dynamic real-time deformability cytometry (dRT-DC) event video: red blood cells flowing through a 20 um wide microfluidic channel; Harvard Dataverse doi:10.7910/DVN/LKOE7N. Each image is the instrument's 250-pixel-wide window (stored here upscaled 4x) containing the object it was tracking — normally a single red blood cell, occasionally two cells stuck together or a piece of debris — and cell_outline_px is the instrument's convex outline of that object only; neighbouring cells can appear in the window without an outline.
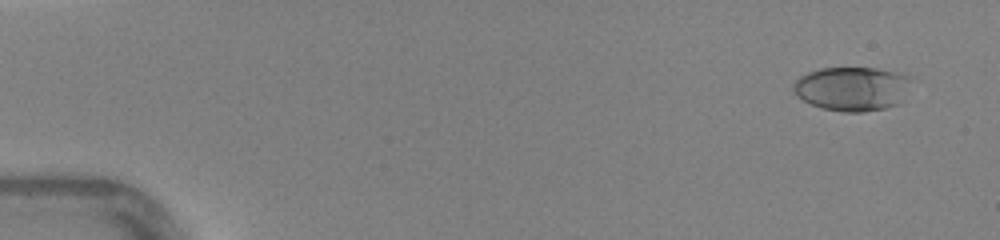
{"species": "human", "species_latin": "Homo sapiens", "temperature_condition": "warm", "stored_images_in_passage": 46, "camera_frame_rate_fps": 3000, "um_per_image_px": 0.085, "donor": {"sex": "female"}, "frame": {"image": 1, "passage_image": 3, "time_ms": 0.667, "image_size_px": [1000, 240], "cell_outline_px": [[916, 76], [896, 104], [884, 108], [864, 112], [844, 112], [820, 108], [796, 96], [792, 92], [792, 84], [800, 76], [808, 72], [820, 68], [876, 68], [900, 72]], "centroid_in_image_um": [72.42, 7.52], "position_along_channel_um": 12.6, "area_um2": 30.58}}
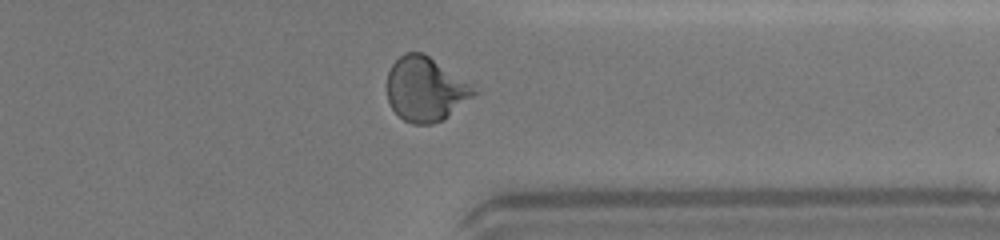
{"frame": {"image": 2, "passage_image": 37, "time_ms": 12.0, "image_size_px": [1000, 240], "cell_outline_px": [[480, 92], [444, 120], [432, 124], [412, 124], [404, 120], [392, 108], [388, 100], [388, 72], [392, 64], [404, 52], [424, 52], [472, 84]], "centroid_in_image_um": [36.21, 7.58], "position_along_channel_um": 375.2, "area_um2": 32.83}}
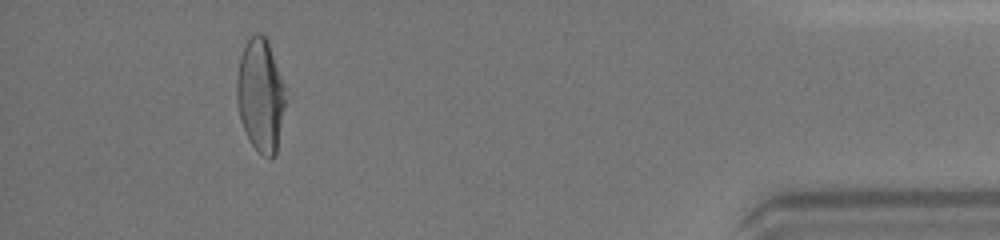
{"frame": {"image": 3, "passage_image": 43, "time_ms": 14.0, "image_size_px": [1000, 240], "cell_outline_px": [[284, 108], [276, 152], [272, 160], [268, 160], [252, 144], [240, 120], [236, 100], [236, 80], [240, 60], [244, 48], [248, 40], [256, 32], [260, 32], [268, 40], [284, 84]], "centroid_in_image_um": [22.13, 8.09], "position_along_channel_um": 413.1, "area_um2": 31.73}, "authors_computed_cell_mechanics": {"area_um2": 30.8941, "velocity_mm_per_s": 4.4076, "shape_relaxation_time_tau1_ms": 4.1135, "shape_relaxation_time_tau2_ms": 0.8797, "deformation_change_tau1": 0.196, "deformation_change_tau2": 0.0565}}